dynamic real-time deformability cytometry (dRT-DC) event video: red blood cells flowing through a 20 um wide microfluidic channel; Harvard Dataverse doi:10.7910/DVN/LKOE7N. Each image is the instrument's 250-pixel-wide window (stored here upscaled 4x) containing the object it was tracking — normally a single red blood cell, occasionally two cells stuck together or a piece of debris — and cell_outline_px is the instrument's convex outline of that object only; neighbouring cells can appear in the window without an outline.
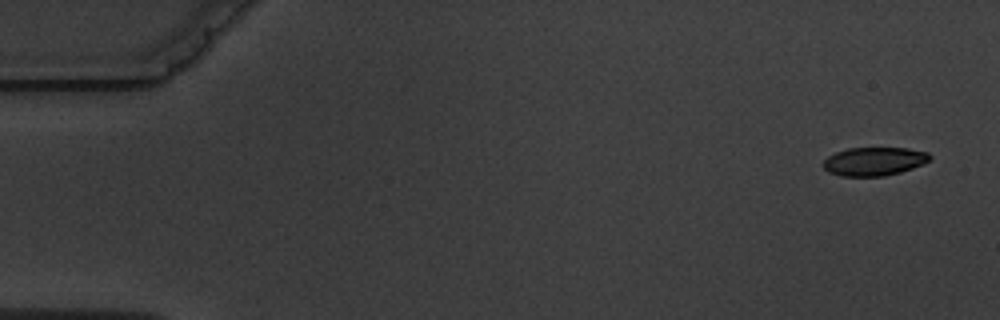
{"species": "common noctule bat (a hibernating species)", "species_latin": "Nyctalus noctula", "temperature_condition": "warm", "stored_images_in_passage": 4, "camera_frame_rate_fps": 3000, "um_per_image_px": 0.085, "animal": {"sex": "male", "body_mass_g": 19.5, "forearm_length_mm": 54.6}, "frame": {"image": 1, "passage_image": 1, "time_ms": 0.0, "image_size_px": [1000, 320], "cell_outline_px": [[932, 156], [924, 164], [900, 172], [884, 176], [840, 176], [828, 172], [820, 164], [828, 156], [836, 152], [848, 148], [908, 148], [928, 152]], "centroid_in_image_um": [74.28, 13.72], "position_along_channel_um": 10.7, "area_um2": 17.8}}
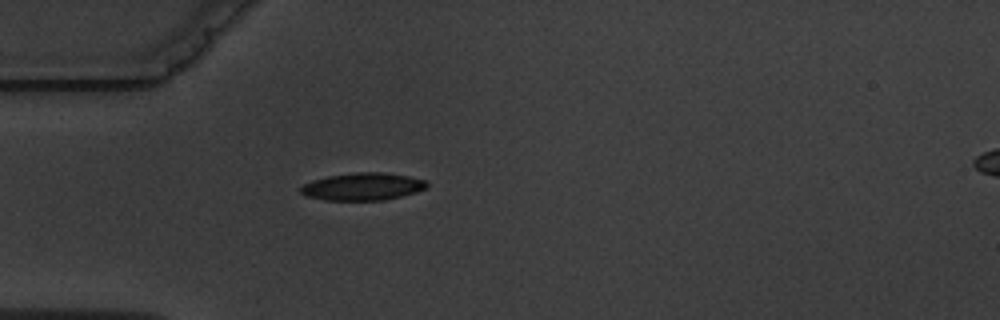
{"frame": {"image": 2, "passage_image": 4, "time_ms": 4.667, "image_size_px": [1000, 320], "cell_outline_px": [[428, 184], [424, 188], [416, 192], [384, 200], [324, 200], [304, 196], [300, 192], [300, 188], [304, 184], [312, 180], [328, 176], [356, 172], [380, 172], [408, 176], [424, 180]], "centroid_in_image_um": [30.78, 15.86], "position_along_channel_um": 54.2, "area_um2": 20.06}}